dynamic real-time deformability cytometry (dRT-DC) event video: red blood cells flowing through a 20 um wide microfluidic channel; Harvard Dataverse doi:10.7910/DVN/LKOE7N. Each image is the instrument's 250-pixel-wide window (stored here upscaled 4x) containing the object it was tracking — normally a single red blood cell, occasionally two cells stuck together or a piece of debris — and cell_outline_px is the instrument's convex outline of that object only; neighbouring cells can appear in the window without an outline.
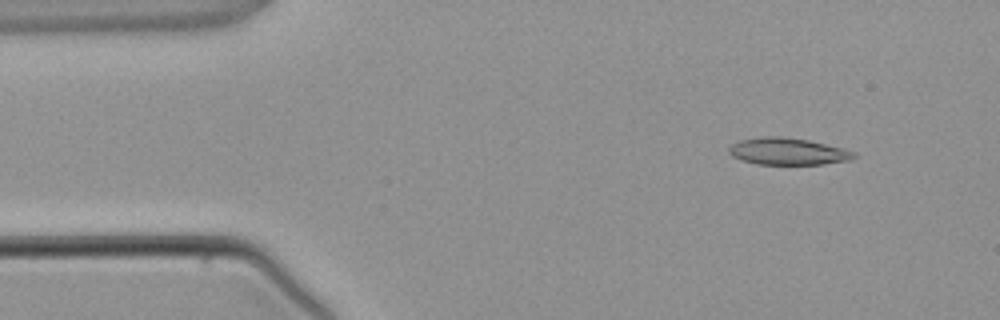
{"species": "common noctule bat (a hibernating species)", "species_latin": "Nyctalus noctula", "temperature_condition": "warm", "stored_images_in_passage": 3, "camera_frame_rate_fps": 3000, "um_per_image_px": 0.085, "animal": {"sex": "male", "body_mass_g": 21.5, "forearm_length_mm": 52.0}, "frame": {"image": 1, "passage_image": 1, "time_ms": 0.0, "image_size_px": [1000, 320], "cell_outline_px": [[856, 156], [852, 160], [824, 164], [756, 164], [732, 156], [728, 152], [728, 148], [732, 144], [740, 140], [760, 136], [784, 136], [808, 140], [856, 152]], "centroid_in_image_um": [66.95, 12.86], "position_along_channel_um": 18.0, "area_um2": 19.59}}